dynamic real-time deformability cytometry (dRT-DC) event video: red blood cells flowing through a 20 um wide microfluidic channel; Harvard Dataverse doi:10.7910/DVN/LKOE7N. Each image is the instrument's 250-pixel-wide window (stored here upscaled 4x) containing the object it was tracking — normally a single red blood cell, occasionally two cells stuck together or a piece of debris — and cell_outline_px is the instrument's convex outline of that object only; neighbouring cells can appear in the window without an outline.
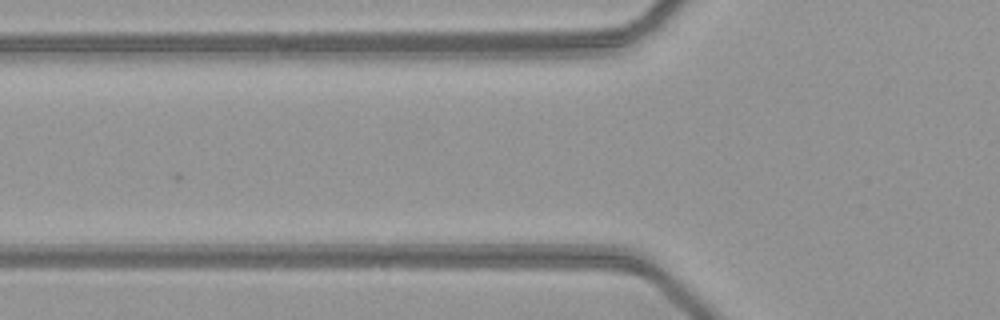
{"species": "common noctule bat (a hibernating species)", "species_latin": "Nyctalus noctula", "temperature_condition": "warm", "stored_images_in_passage": 4, "camera_frame_rate_fps": 3000, "um_per_image_px": 0.085, "animal": {"sex": "female", "body_mass_g": 21.9}, "frame": {"image": 1, "passage_image": 3, "time_ms": 0.667, "image_size_px": [1000, 320], "cell_outline_px": [[640, 276], [632, 276], [516, 272], [468, 268], [460, 264], [488, 256], [580, 256], [632, 268], [640, 272]], "centroid_in_image_um": [46.84, 22.56], "position_along_channel_um": 79.0, "area_um2": 17.8}}